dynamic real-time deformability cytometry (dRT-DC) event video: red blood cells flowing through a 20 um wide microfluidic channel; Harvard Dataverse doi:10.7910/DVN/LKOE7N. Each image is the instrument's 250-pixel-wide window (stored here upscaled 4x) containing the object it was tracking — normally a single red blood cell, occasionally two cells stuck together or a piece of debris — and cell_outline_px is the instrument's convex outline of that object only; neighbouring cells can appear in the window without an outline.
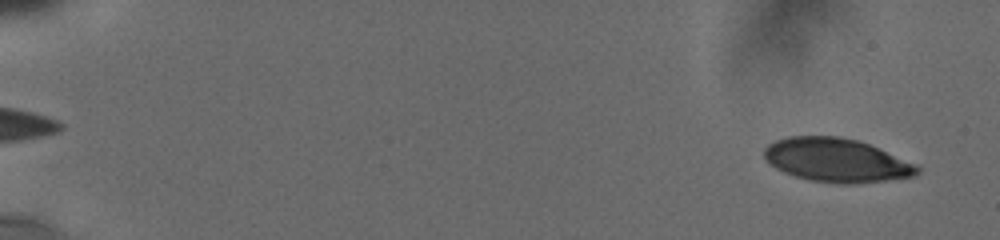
{"species": "human", "species_latin": "Homo sapiens", "temperature_condition": "cold", "stored_images_in_passage": 12, "camera_frame_rate_fps": 3000, "um_per_image_px": 0.085, "donor": {"sex": "male"}, "frame": {"image": 1, "passage_image": 3, "time_ms": 0.667, "image_size_px": [1000, 240], "cell_outline_px": [[920, 172], [916, 176], [856, 184], [836, 184], [812, 180], [796, 176], [784, 172], [776, 168], [764, 156], [764, 148], [768, 144], [776, 140], [788, 136], [836, 136], [856, 140], [868, 144], [920, 164]], "centroid_in_image_um": [71.16, 13.62], "position_along_channel_um": 13.8, "area_um2": 39.07}}